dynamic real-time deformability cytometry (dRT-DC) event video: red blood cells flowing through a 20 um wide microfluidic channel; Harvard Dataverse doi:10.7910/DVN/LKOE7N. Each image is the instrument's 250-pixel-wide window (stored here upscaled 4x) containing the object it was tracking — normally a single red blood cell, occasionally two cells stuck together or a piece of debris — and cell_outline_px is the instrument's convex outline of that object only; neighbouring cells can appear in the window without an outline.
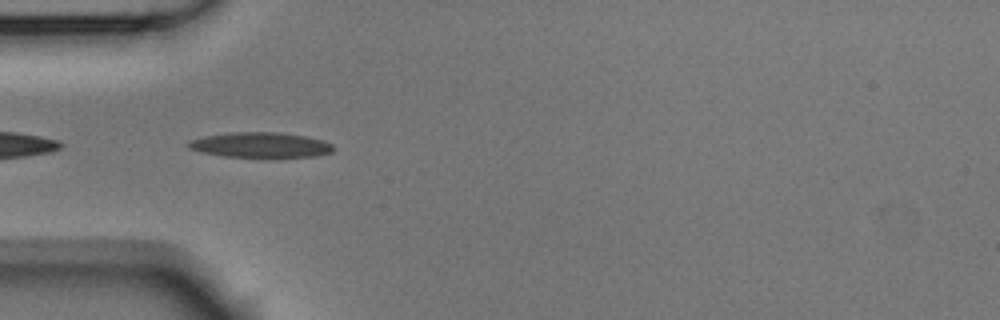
{"species": "Egyptian fruit bat (a non-hibernating species)", "species_latin": "Rousettus aegyptiacus", "temperature_condition": "room temperature", "stored_images_in_passage": 8, "camera_frame_rate_fps": 3000, "um_per_image_px": 0.085, "animal": {"sex": "male"}, "frame": {"image": 1, "passage_image": 2, "time_ms": 0.333, "image_size_px": [1000, 320], "cell_outline_px": [[336, 148], [332, 152], [316, 156], [268, 160], [224, 156], [200, 152], [188, 148], [188, 140], [204, 136], [232, 132], [280, 132], [304, 136], [324, 140], [332, 144]], "centroid_in_image_um": [22.18, 12.37], "position_along_channel_um": 62.8, "area_um2": 22.43}}
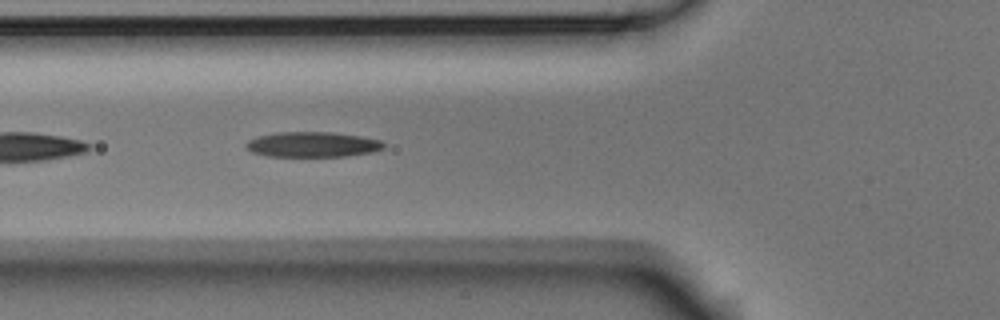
{"frame": {"image": 2, "passage_image": 5, "time_ms": 1.333, "image_size_px": [1000, 320], "cell_outline_px": [[384, 148], [372, 152], [348, 156], [268, 156], [252, 152], [244, 144], [248, 140], [256, 136], [276, 132], [332, 132], [360, 136], [380, 140], [384, 144]], "centroid_in_image_um": [26.54, 12.27], "position_along_channel_um": 99.3, "area_um2": 20.23}}